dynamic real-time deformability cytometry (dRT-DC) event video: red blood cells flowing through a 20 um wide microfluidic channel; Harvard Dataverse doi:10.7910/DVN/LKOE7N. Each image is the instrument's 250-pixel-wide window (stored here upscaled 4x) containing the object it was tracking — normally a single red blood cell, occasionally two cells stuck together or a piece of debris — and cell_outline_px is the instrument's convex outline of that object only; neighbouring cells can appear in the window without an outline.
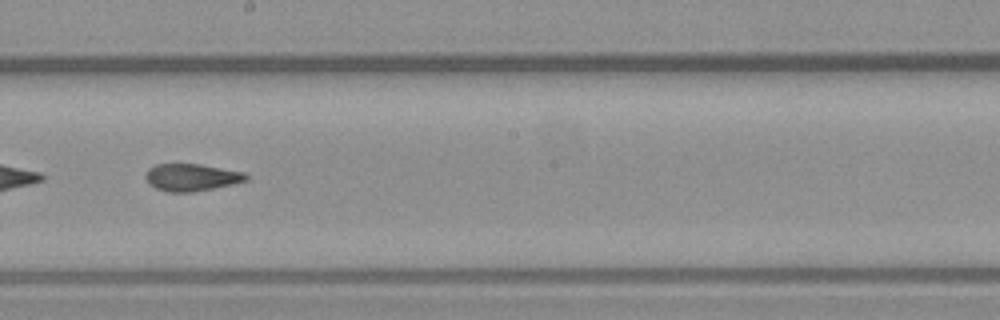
{"species": "common noctule bat (a hibernating species)", "species_latin": "Nyctalus noctula", "temperature_condition": "warm", "stored_images_in_passage": 54, "segment_of_instrument_passage": [2, 2], "camera_frame_rate_fps": 3000, "um_per_image_px": 0.085, "animal": {"sex": "male", "body_mass_g": 23.1, "forearm_length_mm": 52.7}, "frame": {"image": 1, "passage_image": 30, "time_ms": 9.667, "image_size_px": [1000, 320], "cell_outline_px": [[248, 180], [232, 184], [192, 192], [168, 192], [156, 188], [148, 184], [144, 176], [148, 168], [156, 164], [200, 164], [244, 172], [248, 176]], "centroid_in_image_um": [16.24, 15.07], "position_along_channel_um": 232.0, "area_um2": 15.95}}
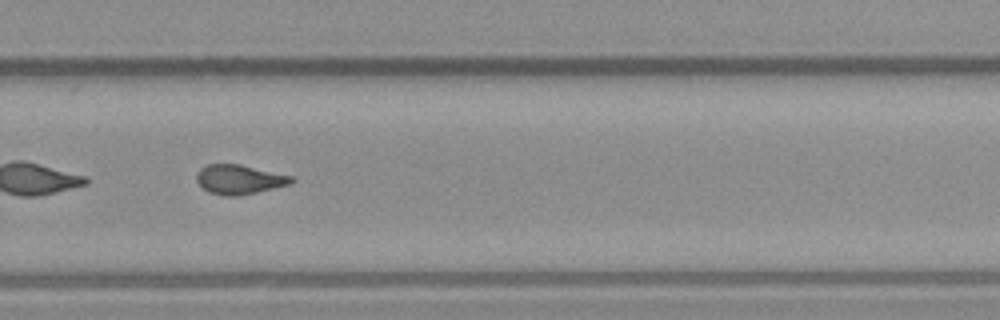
{"frame": {"image": 2, "passage_image": 36, "time_ms": 11.667, "image_size_px": [1000, 320], "cell_outline_px": [[296, 180], [292, 184], [240, 196], [224, 196], [208, 192], [196, 180], [196, 172], [200, 168], [208, 164], [240, 164], [292, 176]], "centroid_in_image_um": [20.35, 15.26], "position_along_channel_um": 309.4, "area_um2": 16.42}}